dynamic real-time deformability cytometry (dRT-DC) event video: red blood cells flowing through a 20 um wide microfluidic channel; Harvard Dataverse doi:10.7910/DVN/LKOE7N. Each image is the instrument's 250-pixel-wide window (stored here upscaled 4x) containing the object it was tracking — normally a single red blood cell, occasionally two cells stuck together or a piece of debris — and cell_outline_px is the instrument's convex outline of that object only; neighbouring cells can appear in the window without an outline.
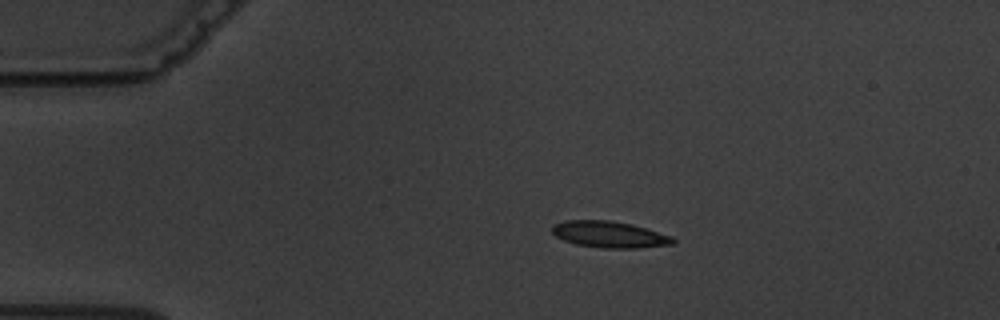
{"species": "common noctule bat (a hibernating species)", "species_latin": "Nyctalus noctula", "temperature_condition": "warm", "stored_images_in_passage": 10, "camera_frame_rate_fps": 3000, "um_per_image_px": 0.085, "animal": {"sex": "male", "body_mass_g": 19.5, "forearm_length_mm": 54.6}, "frame": {"image": 1, "passage_image": 2, "time_ms": 2.0, "image_size_px": [1000, 320], "cell_outline_px": [[676, 244], [636, 248], [604, 248], [576, 244], [564, 240], [556, 236], [552, 232], [552, 224], [564, 220], [608, 220], [632, 224], [648, 228], [672, 236], [676, 240]], "centroid_in_image_um": [51.83, 19.92], "position_along_channel_um": 33.2, "area_um2": 18.79}}
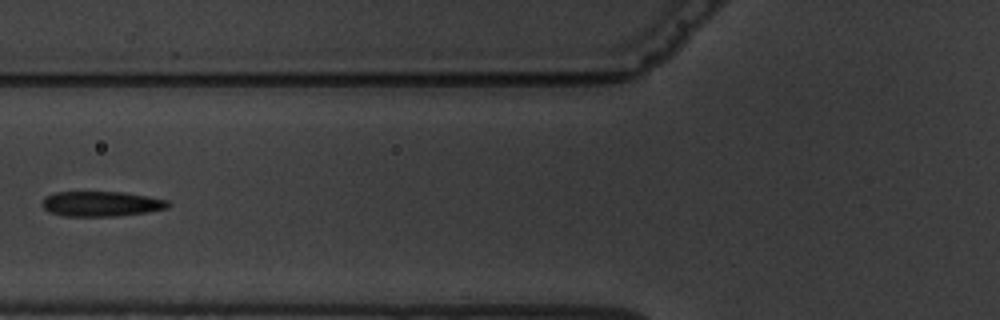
{"frame": {"image": 2, "passage_image": 5, "time_ms": 5.667, "image_size_px": [1000, 320], "cell_outline_px": [[172, 204], [168, 208], [148, 212], [116, 216], [64, 216], [52, 212], [44, 208], [40, 204], [44, 196], [52, 192], [124, 192], [148, 196], [168, 200]], "centroid_in_image_um": [8.62, 17.32], "position_along_channel_um": 117.2, "area_um2": 18.61}}
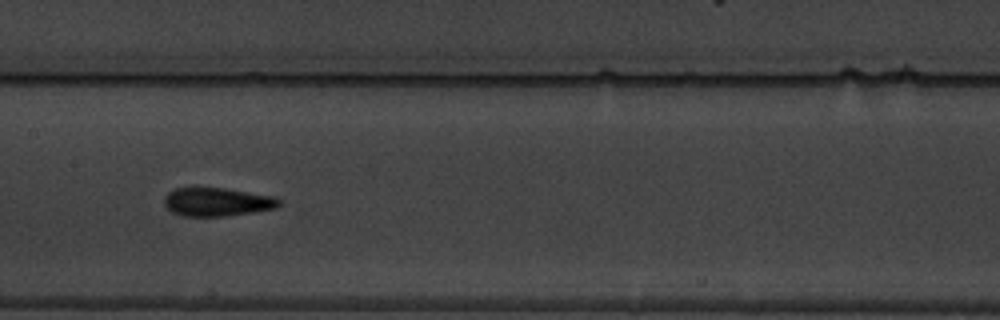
{"frame": {"image": 3, "passage_image": 7, "time_ms": 7.667, "image_size_px": [1000, 320], "cell_outline_px": [[284, 204], [276, 208], [252, 212], [224, 216], [184, 216], [172, 212], [164, 204], [164, 196], [168, 192], [176, 188], [224, 188], [276, 196], [284, 200]], "centroid_in_image_um": [18.52, 17.16], "position_along_channel_um": 188.9, "area_um2": 19.25}}